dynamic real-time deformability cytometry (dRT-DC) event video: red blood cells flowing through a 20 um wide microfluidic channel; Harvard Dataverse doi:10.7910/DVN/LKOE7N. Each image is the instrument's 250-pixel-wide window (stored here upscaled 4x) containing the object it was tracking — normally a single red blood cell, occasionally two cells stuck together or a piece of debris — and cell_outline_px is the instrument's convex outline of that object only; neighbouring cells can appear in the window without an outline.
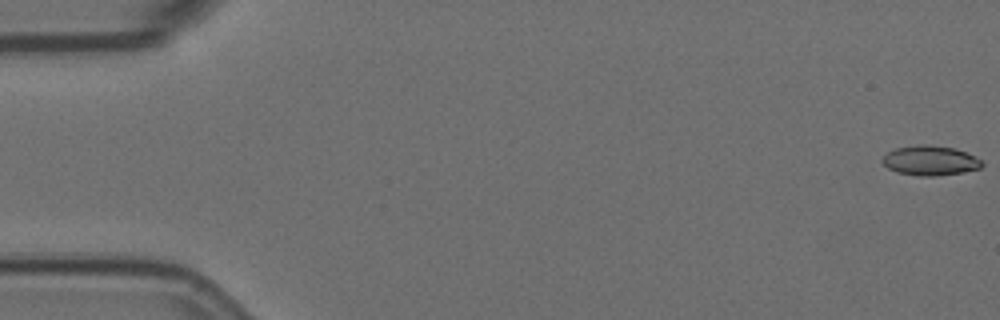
{"species": "Egyptian fruit bat (a non-hibernating species)", "species_latin": "Rousettus aegyptiacus", "temperature_condition": "room temperature", "stored_images_in_passage": 52, "camera_frame_rate_fps": 3000, "um_per_image_px": 0.085, "animal": {"sex": "female"}, "frame": {"image": 1, "passage_image": 1, "time_ms": 0.0, "image_size_px": [1000, 320], "cell_outline_px": [[984, 164], [980, 168], [964, 172], [936, 176], [920, 176], [896, 172], [888, 168], [880, 160], [888, 152], [896, 148], [920, 144], [928, 144], [956, 148], [976, 156]], "centroid_in_image_um": [79.08, 13.64], "position_along_channel_um": 5.9, "area_um2": 17.4}}
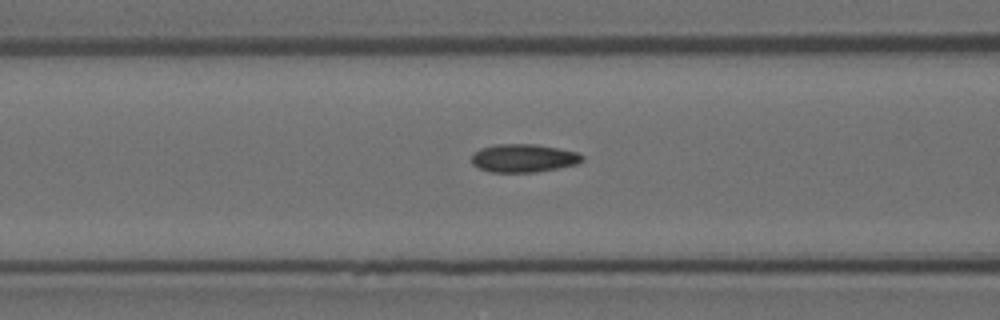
{"frame": {"image": 2, "passage_image": 23, "time_ms": 7.333, "image_size_px": [1000, 320], "cell_outline_px": [[584, 160], [580, 164], [536, 172], [488, 172], [472, 164], [472, 156], [480, 148], [496, 144], [536, 144], [576, 152], [584, 156]], "centroid_in_image_um": [44.53, 13.45], "position_along_channel_um": 122.1, "area_um2": 18.21}}
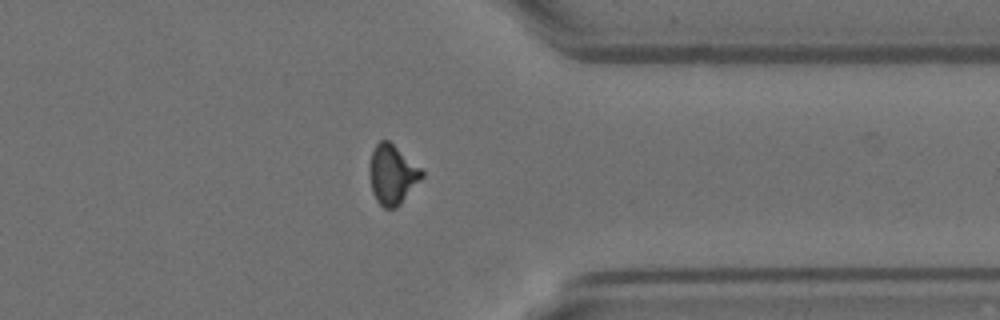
{"frame": {"image": 3, "passage_image": 45, "time_ms": 14.667, "image_size_px": [1000, 320], "cell_outline_px": [[424, 176], [400, 204], [396, 208], [384, 208], [376, 200], [372, 192], [368, 176], [368, 168], [372, 152], [376, 144], [380, 140], [388, 140], [420, 168], [424, 172]], "centroid_in_image_um": [33.31, 14.85], "position_along_channel_um": 378.1, "area_um2": 18.09}}